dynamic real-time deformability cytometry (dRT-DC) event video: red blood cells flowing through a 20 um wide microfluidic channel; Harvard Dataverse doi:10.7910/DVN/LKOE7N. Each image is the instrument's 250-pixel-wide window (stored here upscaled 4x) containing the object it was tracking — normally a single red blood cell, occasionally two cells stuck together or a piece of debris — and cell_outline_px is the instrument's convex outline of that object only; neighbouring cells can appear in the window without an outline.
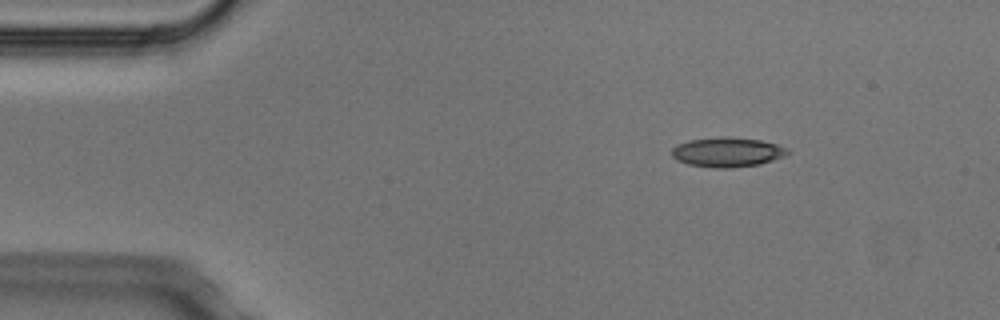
{"species": "Egyptian fruit bat (a non-hibernating species)", "species_latin": "Rousettus aegyptiacus", "temperature_condition": "cold", "stored_images_in_passage": 4, "camera_frame_rate_fps": 3000, "um_per_image_px": 0.085, "animal": {"sex": "male"}, "frame": {"image": 1, "passage_image": 2, "time_ms": 0.333, "image_size_px": [1000, 320], "cell_outline_px": [[792, 152], [784, 156], [760, 164], [732, 168], [716, 168], [688, 164], [676, 160], [672, 156], [672, 148], [676, 144], [688, 140], [724, 136], [728, 136], [760, 140], [776, 144], [788, 148]], "centroid_in_image_um": [61.82, 12.92], "position_along_channel_um": 23.2, "area_um2": 20.17}}